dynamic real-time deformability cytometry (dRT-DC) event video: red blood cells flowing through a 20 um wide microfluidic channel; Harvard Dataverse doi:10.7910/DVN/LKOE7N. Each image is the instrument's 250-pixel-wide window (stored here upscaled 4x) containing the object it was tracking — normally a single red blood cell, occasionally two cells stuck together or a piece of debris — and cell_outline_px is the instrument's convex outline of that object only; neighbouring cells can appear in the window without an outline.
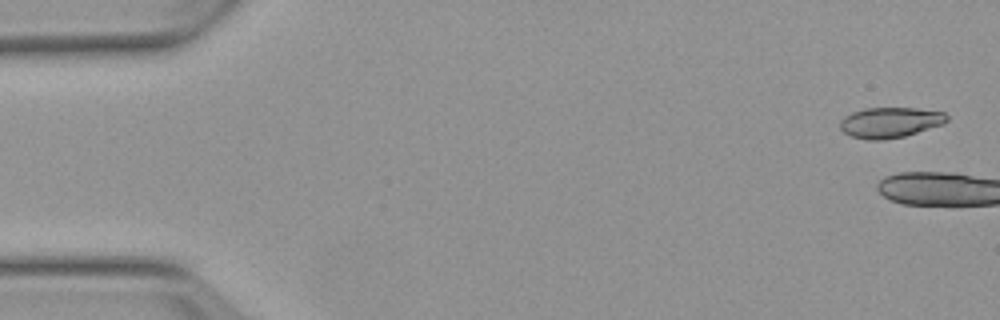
{"species": "Egyptian fruit bat (a non-hibernating species)", "species_latin": "Rousettus aegyptiacus", "temperature_condition": "warm", "stored_images_in_passage": 5, "camera_frame_rate_fps": 3000, "um_per_image_px": 0.085, "animal": {"sex": "female"}, "frame": {"image": 1, "passage_image": 1, "time_ms": 0.0, "image_size_px": [1000, 320], "cell_outline_px": [[948, 120], [944, 124], [904, 136], [884, 140], [868, 140], [852, 136], [844, 132], [840, 128], [840, 120], [844, 116], [852, 112], [864, 108], [916, 108], [944, 112], [948, 116]], "centroid_in_image_um": [75.66, 10.4], "position_along_channel_um": 9.3, "area_um2": 19.02}}